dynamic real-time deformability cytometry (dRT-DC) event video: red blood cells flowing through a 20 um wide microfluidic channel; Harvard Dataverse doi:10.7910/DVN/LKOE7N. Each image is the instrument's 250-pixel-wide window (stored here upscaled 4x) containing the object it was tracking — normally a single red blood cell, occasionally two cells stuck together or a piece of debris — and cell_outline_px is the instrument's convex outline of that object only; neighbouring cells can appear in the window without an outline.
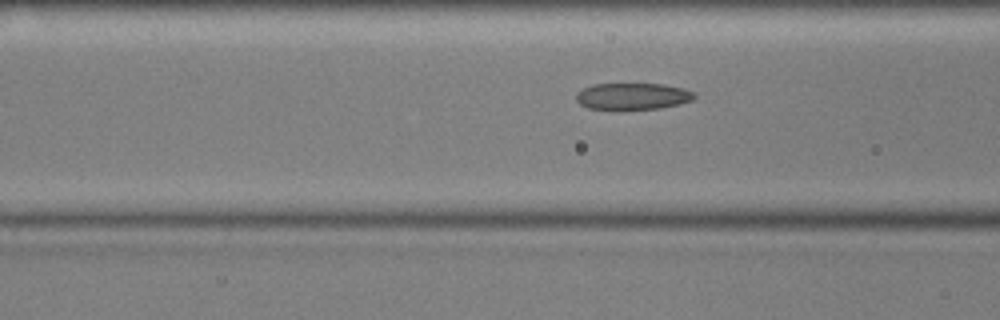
{"species": "common noctule bat (a hibernating species)", "species_latin": "Nyctalus noctula", "temperature_condition": "cold", "stored_images_in_passage": 56, "camera_frame_rate_fps": 3000, "um_per_image_px": 0.085, "animal": {"sex": "male", "body_mass_g": 17.9, "forearm_length_mm": 54.2}, "frame": {"image": 1, "passage_image": 21, "time_ms": 6.667, "image_size_px": [1000, 320], "cell_outline_px": [[696, 96], [692, 100], [680, 104], [660, 108], [588, 108], [580, 104], [576, 100], [576, 92], [592, 84], [664, 84], [684, 88], [696, 92]], "centroid_in_image_um": [53.81, 8.16], "position_along_channel_um": 112.8, "area_um2": 18.15}}
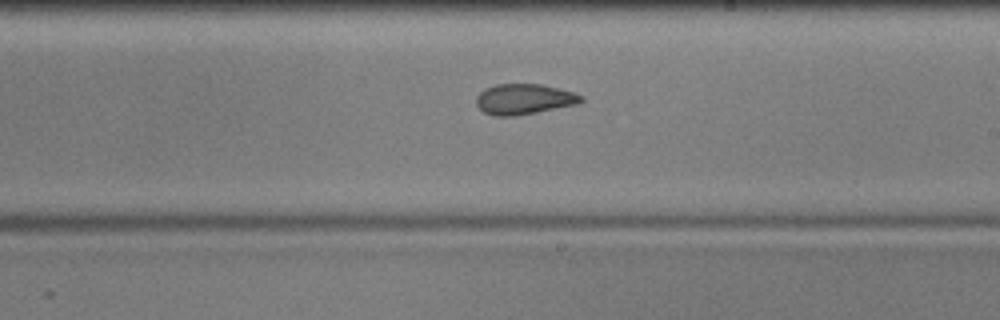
{"frame": {"image": 2, "passage_image": 32, "time_ms": 10.333, "image_size_px": [1000, 320], "cell_outline_px": [[584, 100], [576, 104], [516, 116], [492, 116], [484, 112], [476, 104], [476, 96], [484, 88], [496, 84], [540, 84], [560, 88], [584, 96]], "centroid_in_image_um": [44.52, 8.42], "position_along_channel_um": 244.5, "area_um2": 18.67}}
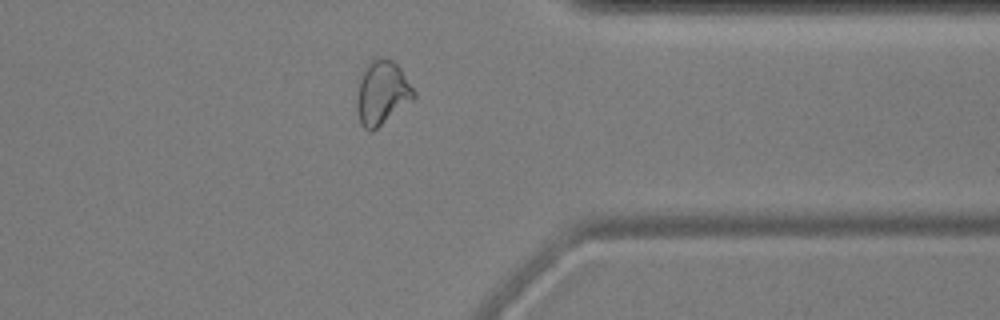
{"frame": {"image": 3, "passage_image": 44, "time_ms": 14.333, "image_size_px": [1000, 320], "cell_outline_px": [[416, 96], [412, 100], [372, 132], [368, 132], [360, 124], [356, 112], [356, 100], [360, 80], [364, 68], [376, 56], [384, 56], [392, 60], [400, 68], [416, 92]], "centroid_in_image_um": [32.45, 7.89], "position_along_channel_um": 378.9, "area_um2": 21.33}, "authors_computed_cell_mechanics": {"area_um2": 20.23, "velocity_mm_per_s": 3.5832, "shape_relaxation_time_tau1_ms": null, "shape_relaxation_time_tau2_ms": 1.3472, "deformation_change_tau1": null, "deformation_change_tau2": 0.0776}}